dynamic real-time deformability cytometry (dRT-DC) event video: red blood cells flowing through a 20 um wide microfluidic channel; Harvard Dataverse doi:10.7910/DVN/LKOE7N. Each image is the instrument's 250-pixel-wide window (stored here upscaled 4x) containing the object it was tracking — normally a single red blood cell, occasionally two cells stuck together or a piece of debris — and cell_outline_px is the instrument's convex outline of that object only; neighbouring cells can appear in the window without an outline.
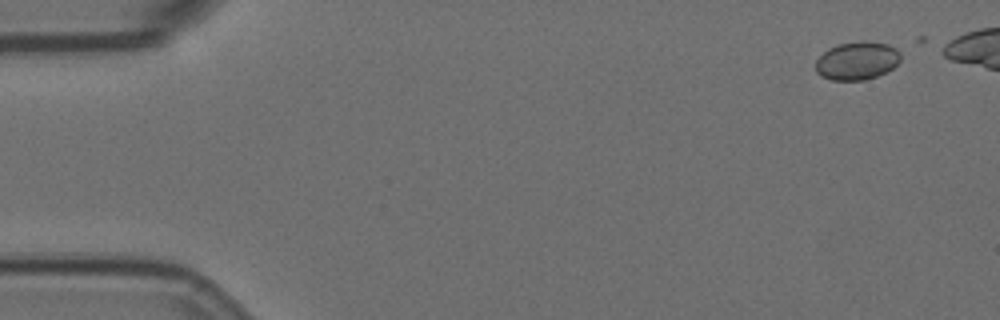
{"species": "Egyptian fruit bat (a non-hibernating species)", "species_latin": "Rousettus aegyptiacus", "temperature_condition": "room temperature", "stored_images_in_passage": 5, "camera_frame_rate_fps": 3000, "um_per_image_px": 0.085, "animal": {"sex": "female"}, "frame": {"image": 1, "passage_image": 1, "time_ms": 0.0, "image_size_px": [1000, 320], "cell_outline_px": [[900, 60], [892, 68], [876, 76], [864, 80], [832, 80], [820, 76], [816, 72], [816, 60], [828, 48], [840, 44], [860, 40], [864, 40], [888, 44], [896, 48], [900, 52]], "centroid_in_image_um": [72.84, 5.15], "position_along_channel_um": 12.2, "area_um2": 18.9}}